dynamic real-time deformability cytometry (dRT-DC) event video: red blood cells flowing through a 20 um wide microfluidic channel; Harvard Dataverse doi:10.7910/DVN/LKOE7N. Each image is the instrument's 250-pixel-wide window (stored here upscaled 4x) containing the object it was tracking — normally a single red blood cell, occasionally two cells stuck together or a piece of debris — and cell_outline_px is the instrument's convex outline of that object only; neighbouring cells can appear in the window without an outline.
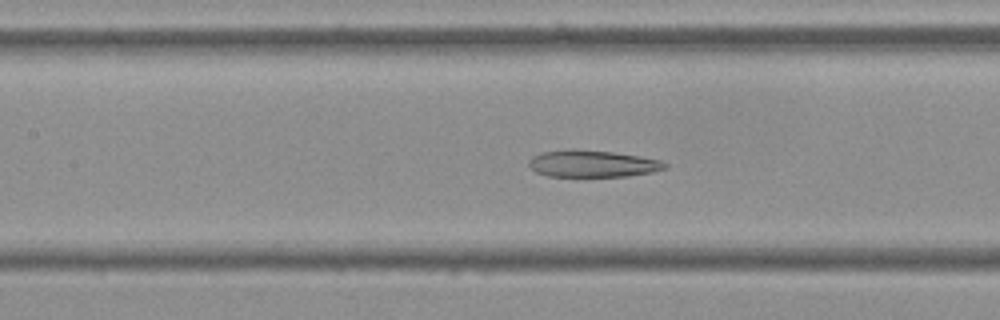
{"species": "Egyptian fruit bat (a non-hibernating species)", "species_latin": "Rousettus aegyptiacus", "temperature_condition": "cold", "stored_images_in_passage": 56, "camera_frame_rate_fps": 3000, "um_per_image_px": 0.085, "frame": {"image": 1, "passage_image": 25, "time_ms": 8.0, "image_size_px": [1000, 320], "cell_outline_px": [[668, 168], [652, 172], [628, 176], [548, 176], [536, 172], [528, 164], [528, 160], [532, 156], [540, 152], [568, 148], [572, 148], [612, 152], [640, 156], [660, 160], [668, 164]], "centroid_in_image_um": [50.34, 13.9], "position_along_channel_um": 157.1, "area_um2": 21.56}}
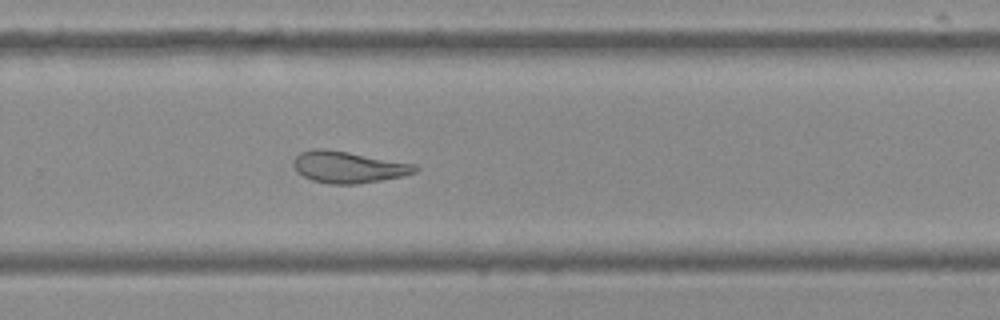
{"frame": {"image": 2, "passage_image": 37, "time_ms": 12.0, "image_size_px": [1000, 320], "cell_outline_px": [[420, 168], [416, 172], [404, 176], [356, 184], [328, 184], [312, 180], [296, 172], [292, 164], [292, 160], [300, 152], [312, 148], [324, 148], [348, 152], [416, 164]], "centroid_in_image_um": [29.58, 14.2], "position_along_channel_um": 300.2, "area_um2": 22.6}}
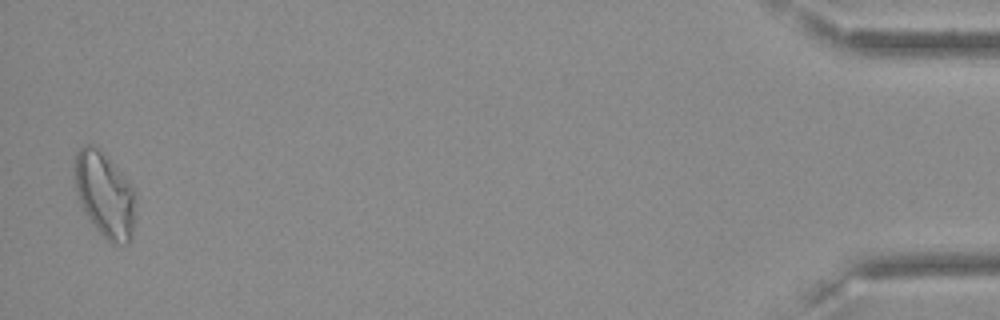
{"frame": {"image": 3, "passage_image": 55, "time_ms": 18.0, "image_size_px": [1000, 320], "cell_outline_px": [[136, 208], [132, 232], [128, 244], [112, 244], [92, 224], [76, 192], [76, 152], [84, 144], [92, 144], [108, 156], [132, 188]], "centroid_in_image_um": [8.92, 16.55], "position_along_channel_um": 426.3, "area_um2": 29.54}, "authors_computed_cell_mechanics": {"area_um2": 24.6517, "velocity_mm_per_s": 3.5862, "shape_relaxation_time_tau1_ms": null, "shape_relaxation_time_tau2_ms": 4.6732, "deformation_change_tau1": null, "deformation_change_tau2": 0.1251}}